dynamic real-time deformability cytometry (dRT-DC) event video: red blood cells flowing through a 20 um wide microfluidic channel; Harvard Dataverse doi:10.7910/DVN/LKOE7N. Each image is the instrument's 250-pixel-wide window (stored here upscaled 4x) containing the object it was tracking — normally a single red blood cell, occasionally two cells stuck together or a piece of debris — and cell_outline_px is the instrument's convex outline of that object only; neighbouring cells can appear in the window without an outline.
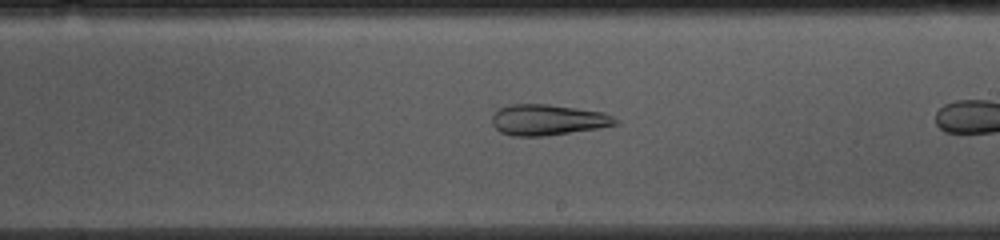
{"species": "common noctule bat (a hibernating species)", "species_latin": "Nyctalus noctula", "temperature_condition": "cold", "stored_images_in_passage": 30, "camera_frame_rate_fps": 3000, "um_per_image_px": 0.085, "animal": {"sex": "female", "body_mass_g": 10.0, "forearm_length_mm": 53.1}, "frame": {"image": 1, "passage_image": 26, "time_ms": 8.333, "image_size_px": [1000, 240], "cell_outline_px": [[620, 124], [600, 128], [544, 136], [512, 136], [500, 132], [492, 124], [492, 116], [500, 108], [508, 104], [548, 104], [604, 112], [620, 120]], "centroid_in_image_um": [46.59, 10.19], "position_along_channel_um": 242.4, "area_um2": 22.31}}